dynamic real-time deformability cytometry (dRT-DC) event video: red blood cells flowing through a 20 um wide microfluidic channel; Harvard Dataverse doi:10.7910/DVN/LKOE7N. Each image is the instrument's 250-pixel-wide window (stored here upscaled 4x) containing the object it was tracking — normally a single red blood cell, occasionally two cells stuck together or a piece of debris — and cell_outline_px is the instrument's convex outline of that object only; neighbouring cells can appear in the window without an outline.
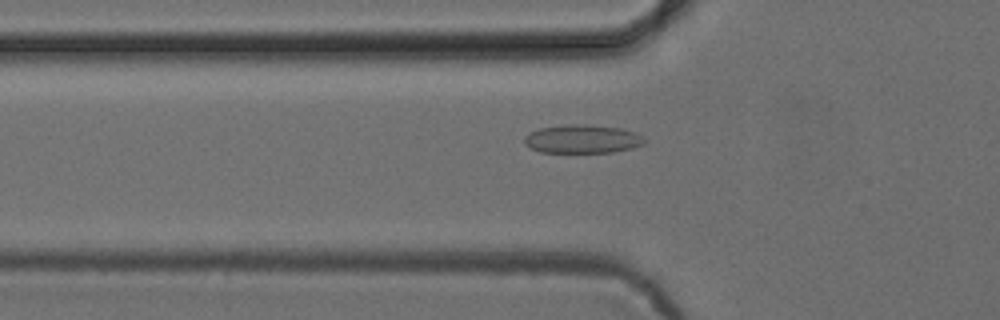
{"species": "common noctule bat (a hibernating species)", "species_latin": "Nyctalus noctula", "temperature_condition": "cold", "stored_images_in_passage": 53, "camera_frame_rate_fps": 3000, "um_per_image_px": 0.085, "animal": {"sex": "female", "body_mass_g": 24.6, "forearm_length_mm": 56.2}, "frame": {"image": 1, "passage_image": 18, "time_ms": 5.667, "image_size_px": [1000, 320], "cell_outline_px": [[644, 144], [632, 148], [612, 152], [540, 152], [528, 148], [524, 144], [524, 136], [540, 128], [568, 124], [584, 124], [620, 128], [636, 132], [644, 140]], "centroid_in_image_um": [49.47, 11.82], "position_along_channel_um": 76.3, "area_um2": 19.88}}
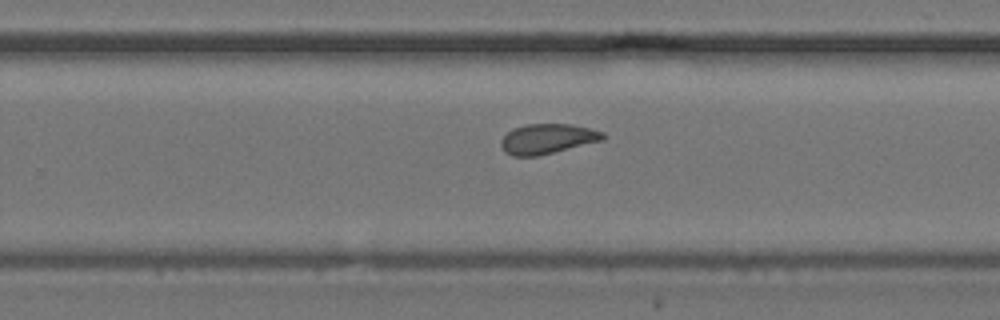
{"frame": {"image": 2, "passage_image": 34, "time_ms": 11.0, "image_size_px": [1000, 320], "cell_outline_px": [[608, 136], [604, 140], [536, 156], [512, 156], [504, 152], [500, 144], [500, 140], [512, 128], [528, 124], [572, 124], [604, 132]], "centroid_in_image_um": [46.53, 11.8], "position_along_channel_um": 283.3, "area_um2": 17.86}}
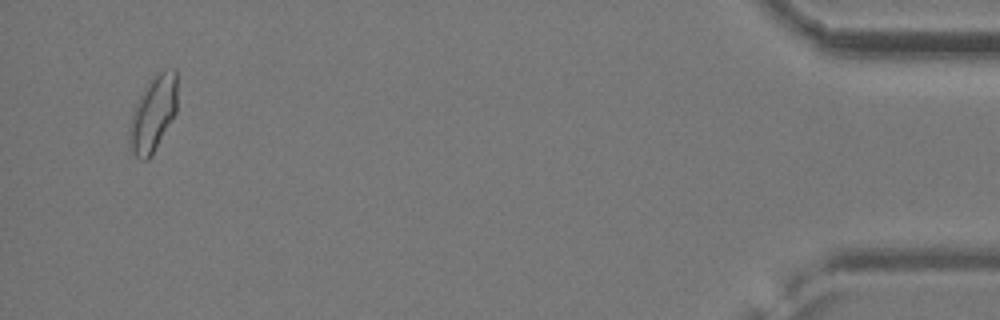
{"frame": {"image": 3, "passage_image": 51, "time_ms": 16.667, "image_size_px": [1000, 320], "cell_outline_px": [[176, 112], [148, 160], [140, 160], [128, 148], [128, 128], [132, 112], [148, 80], [160, 72], [172, 68], [176, 68]], "centroid_in_image_um": [12.97, 9.68], "position_along_channel_um": 422.2, "area_um2": 20.92}, "authors_computed_cell_mechanics": {"area_um2": 18.7272, "velocity_mm_per_s": 3.8739, "shape_relaxation_time_tau1_ms": 2.9967, "shape_relaxation_time_tau2_ms": 1.4822, "deformation_change_tau1": 0.0957, "deformation_change_tau2": 0.0744}}